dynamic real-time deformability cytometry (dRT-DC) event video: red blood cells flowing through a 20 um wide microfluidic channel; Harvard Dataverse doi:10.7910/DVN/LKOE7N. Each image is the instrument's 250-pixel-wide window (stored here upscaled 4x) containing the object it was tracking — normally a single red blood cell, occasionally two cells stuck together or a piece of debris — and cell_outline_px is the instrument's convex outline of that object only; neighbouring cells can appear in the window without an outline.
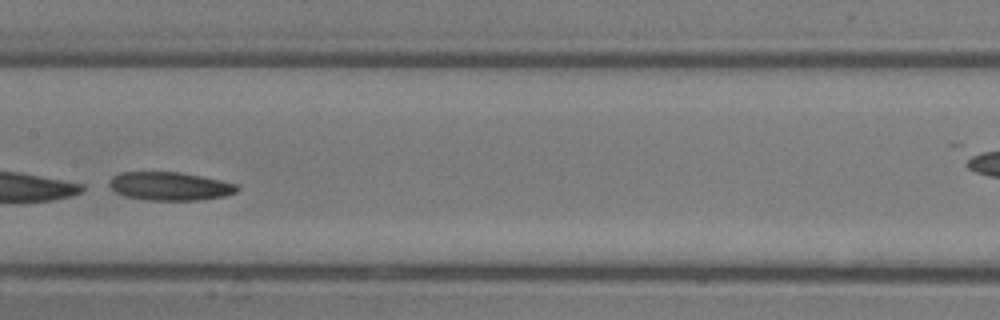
{"species": "common noctule bat (a hibernating species)", "species_latin": "Nyctalus noctula", "temperature_condition": "room temperature", "stored_images_in_passage": 32, "camera_frame_rate_fps": 3000, "um_per_image_px": 0.085, "animal": {"sex": "male", "body_mass_g": 13.3}, "frame": {"image": 1, "passage_image": 14, "time_ms": 4.333, "image_size_px": [1000, 320], "cell_outline_px": [[240, 188], [236, 192], [224, 196], [200, 200], [148, 200], [124, 196], [116, 192], [108, 184], [108, 180], [112, 176], [120, 172], [176, 172], [200, 176], [220, 180], [236, 184]], "centroid_in_image_um": [14.41, 15.83], "position_along_channel_um": 193.0, "area_um2": 21.1}}
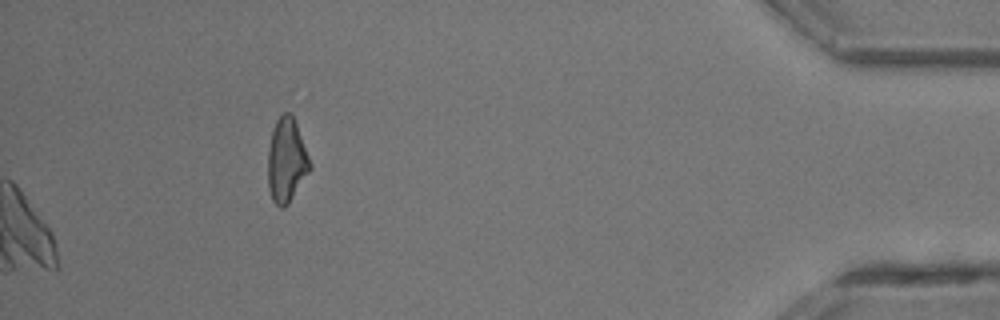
{"frame": {"image": 2, "passage_image": 32, "time_ms": 10.333, "image_size_px": [1000, 320], "cell_outline_px": [[312, 168], [288, 204], [284, 208], [280, 208], [272, 200], [268, 188], [268, 152], [272, 132], [276, 120], [284, 112], [288, 112], [292, 116], [296, 124], [312, 164]], "centroid_in_image_um": [24.36, 13.67], "position_along_channel_um": 410.8, "area_um2": 20.52}}